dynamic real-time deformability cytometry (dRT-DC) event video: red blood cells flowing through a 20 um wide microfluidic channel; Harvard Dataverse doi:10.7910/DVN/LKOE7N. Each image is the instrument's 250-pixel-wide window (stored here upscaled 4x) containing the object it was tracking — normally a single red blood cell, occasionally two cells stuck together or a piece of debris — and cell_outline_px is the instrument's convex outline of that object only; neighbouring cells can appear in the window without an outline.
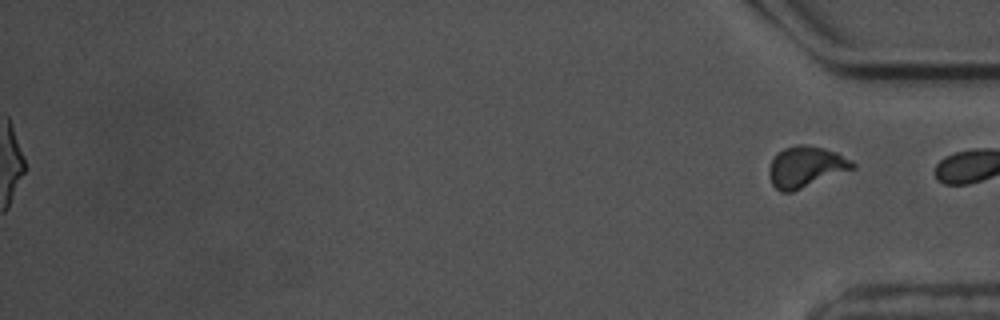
{"species": "common noctule bat (a hibernating species)", "species_latin": "Nyctalus noctula", "temperature_condition": "warm", "stored_images_in_passage": 60, "segment_of_instrument_passage": [2, 2], "camera_frame_rate_fps": 3000, "um_per_image_px": 0.085, "animal": {"sex": "male", "body_mass_g": 17.5, "forearm_length_mm": 52.3}, "frame": {"image": 1, "passage_image": 60, "time_ms": 19.667, "image_size_px": [1000, 320], "cell_outline_px": [[856, 168], [792, 192], [780, 192], [772, 184], [768, 172], [768, 168], [776, 152], [784, 148], [796, 144], [804, 144], [824, 148], [836, 152], [852, 160], [856, 164]], "centroid_in_image_um": [68.49, 14.17], "position_along_channel_um": 366.7, "area_um2": 20.17}}